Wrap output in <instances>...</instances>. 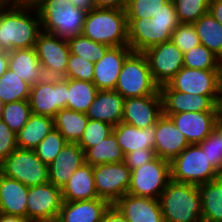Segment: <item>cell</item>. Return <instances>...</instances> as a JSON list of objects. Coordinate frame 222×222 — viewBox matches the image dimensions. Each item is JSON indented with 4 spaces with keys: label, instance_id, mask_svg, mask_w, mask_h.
<instances>
[{
    "label": "cell",
    "instance_id": "cell-12",
    "mask_svg": "<svg viewBox=\"0 0 222 222\" xmlns=\"http://www.w3.org/2000/svg\"><path fill=\"white\" fill-rule=\"evenodd\" d=\"M167 85L179 92L206 96H221L220 70L182 67Z\"/></svg>",
    "mask_w": 222,
    "mask_h": 222
},
{
    "label": "cell",
    "instance_id": "cell-8",
    "mask_svg": "<svg viewBox=\"0 0 222 222\" xmlns=\"http://www.w3.org/2000/svg\"><path fill=\"white\" fill-rule=\"evenodd\" d=\"M170 180V162L156 156L150 162L131 171L127 194L159 199Z\"/></svg>",
    "mask_w": 222,
    "mask_h": 222
},
{
    "label": "cell",
    "instance_id": "cell-6",
    "mask_svg": "<svg viewBox=\"0 0 222 222\" xmlns=\"http://www.w3.org/2000/svg\"><path fill=\"white\" fill-rule=\"evenodd\" d=\"M171 180L200 185L220 177L199 144H189L170 162Z\"/></svg>",
    "mask_w": 222,
    "mask_h": 222
},
{
    "label": "cell",
    "instance_id": "cell-52",
    "mask_svg": "<svg viewBox=\"0 0 222 222\" xmlns=\"http://www.w3.org/2000/svg\"><path fill=\"white\" fill-rule=\"evenodd\" d=\"M209 12L222 24V0H210Z\"/></svg>",
    "mask_w": 222,
    "mask_h": 222
},
{
    "label": "cell",
    "instance_id": "cell-1",
    "mask_svg": "<svg viewBox=\"0 0 222 222\" xmlns=\"http://www.w3.org/2000/svg\"><path fill=\"white\" fill-rule=\"evenodd\" d=\"M42 32L35 8L5 6L0 14V44L7 50L29 49Z\"/></svg>",
    "mask_w": 222,
    "mask_h": 222
},
{
    "label": "cell",
    "instance_id": "cell-30",
    "mask_svg": "<svg viewBox=\"0 0 222 222\" xmlns=\"http://www.w3.org/2000/svg\"><path fill=\"white\" fill-rule=\"evenodd\" d=\"M201 194L202 222H222V180L198 185Z\"/></svg>",
    "mask_w": 222,
    "mask_h": 222
},
{
    "label": "cell",
    "instance_id": "cell-11",
    "mask_svg": "<svg viewBox=\"0 0 222 222\" xmlns=\"http://www.w3.org/2000/svg\"><path fill=\"white\" fill-rule=\"evenodd\" d=\"M35 49L47 78H64L70 57L68 40L50 33L38 35Z\"/></svg>",
    "mask_w": 222,
    "mask_h": 222
},
{
    "label": "cell",
    "instance_id": "cell-13",
    "mask_svg": "<svg viewBox=\"0 0 222 222\" xmlns=\"http://www.w3.org/2000/svg\"><path fill=\"white\" fill-rule=\"evenodd\" d=\"M144 54L153 81L159 87L167 84L184 67L183 52L171 40L147 49Z\"/></svg>",
    "mask_w": 222,
    "mask_h": 222
},
{
    "label": "cell",
    "instance_id": "cell-55",
    "mask_svg": "<svg viewBox=\"0 0 222 222\" xmlns=\"http://www.w3.org/2000/svg\"><path fill=\"white\" fill-rule=\"evenodd\" d=\"M9 64L8 51L1 57L0 77L7 71Z\"/></svg>",
    "mask_w": 222,
    "mask_h": 222
},
{
    "label": "cell",
    "instance_id": "cell-35",
    "mask_svg": "<svg viewBox=\"0 0 222 222\" xmlns=\"http://www.w3.org/2000/svg\"><path fill=\"white\" fill-rule=\"evenodd\" d=\"M30 90L31 86L10 69H7L0 77V102L3 105L10 102L29 100Z\"/></svg>",
    "mask_w": 222,
    "mask_h": 222
},
{
    "label": "cell",
    "instance_id": "cell-62",
    "mask_svg": "<svg viewBox=\"0 0 222 222\" xmlns=\"http://www.w3.org/2000/svg\"><path fill=\"white\" fill-rule=\"evenodd\" d=\"M220 110L222 111V97H221V102H220Z\"/></svg>",
    "mask_w": 222,
    "mask_h": 222
},
{
    "label": "cell",
    "instance_id": "cell-42",
    "mask_svg": "<svg viewBox=\"0 0 222 222\" xmlns=\"http://www.w3.org/2000/svg\"><path fill=\"white\" fill-rule=\"evenodd\" d=\"M171 41L183 54L201 44L195 26L192 23H180L173 31Z\"/></svg>",
    "mask_w": 222,
    "mask_h": 222
},
{
    "label": "cell",
    "instance_id": "cell-14",
    "mask_svg": "<svg viewBox=\"0 0 222 222\" xmlns=\"http://www.w3.org/2000/svg\"><path fill=\"white\" fill-rule=\"evenodd\" d=\"M162 96L163 114L180 112L219 111L222 96H206L183 93L171 89L167 84L159 87Z\"/></svg>",
    "mask_w": 222,
    "mask_h": 222
},
{
    "label": "cell",
    "instance_id": "cell-48",
    "mask_svg": "<svg viewBox=\"0 0 222 222\" xmlns=\"http://www.w3.org/2000/svg\"><path fill=\"white\" fill-rule=\"evenodd\" d=\"M156 157L154 149H137L124 156L125 164L134 170L141 167L144 163H148Z\"/></svg>",
    "mask_w": 222,
    "mask_h": 222
},
{
    "label": "cell",
    "instance_id": "cell-23",
    "mask_svg": "<svg viewBox=\"0 0 222 222\" xmlns=\"http://www.w3.org/2000/svg\"><path fill=\"white\" fill-rule=\"evenodd\" d=\"M124 101L125 99L115 90H98L86 116L116 126L122 121Z\"/></svg>",
    "mask_w": 222,
    "mask_h": 222
},
{
    "label": "cell",
    "instance_id": "cell-46",
    "mask_svg": "<svg viewBox=\"0 0 222 222\" xmlns=\"http://www.w3.org/2000/svg\"><path fill=\"white\" fill-rule=\"evenodd\" d=\"M17 149L16 134L0 118V162Z\"/></svg>",
    "mask_w": 222,
    "mask_h": 222
},
{
    "label": "cell",
    "instance_id": "cell-37",
    "mask_svg": "<svg viewBox=\"0 0 222 222\" xmlns=\"http://www.w3.org/2000/svg\"><path fill=\"white\" fill-rule=\"evenodd\" d=\"M184 67L203 70H220L221 59L202 44L183 54Z\"/></svg>",
    "mask_w": 222,
    "mask_h": 222
},
{
    "label": "cell",
    "instance_id": "cell-61",
    "mask_svg": "<svg viewBox=\"0 0 222 222\" xmlns=\"http://www.w3.org/2000/svg\"><path fill=\"white\" fill-rule=\"evenodd\" d=\"M2 110H3V104L0 102V117H1Z\"/></svg>",
    "mask_w": 222,
    "mask_h": 222
},
{
    "label": "cell",
    "instance_id": "cell-19",
    "mask_svg": "<svg viewBox=\"0 0 222 222\" xmlns=\"http://www.w3.org/2000/svg\"><path fill=\"white\" fill-rule=\"evenodd\" d=\"M129 46L110 47L94 63L93 83L98 90H114L125 59L132 53Z\"/></svg>",
    "mask_w": 222,
    "mask_h": 222
},
{
    "label": "cell",
    "instance_id": "cell-58",
    "mask_svg": "<svg viewBox=\"0 0 222 222\" xmlns=\"http://www.w3.org/2000/svg\"><path fill=\"white\" fill-rule=\"evenodd\" d=\"M220 91H221V96H222V60L220 64Z\"/></svg>",
    "mask_w": 222,
    "mask_h": 222
},
{
    "label": "cell",
    "instance_id": "cell-38",
    "mask_svg": "<svg viewBox=\"0 0 222 222\" xmlns=\"http://www.w3.org/2000/svg\"><path fill=\"white\" fill-rule=\"evenodd\" d=\"M32 114L28 100L10 102L3 105L1 119L17 134Z\"/></svg>",
    "mask_w": 222,
    "mask_h": 222
},
{
    "label": "cell",
    "instance_id": "cell-41",
    "mask_svg": "<svg viewBox=\"0 0 222 222\" xmlns=\"http://www.w3.org/2000/svg\"><path fill=\"white\" fill-rule=\"evenodd\" d=\"M67 142L60 132L53 128L34 149L46 165H50Z\"/></svg>",
    "mask_w": 222,
    "mask_h": 222
},
{
    "label": "cell",
    "instance_id": "cell-3",
    "mask_svg": "<svg viewBox=\"0 0 222 222\" xmlns=\"http://www.w3.org/2000/svg\"><path fill=\"white\" fill-rule=\"evenodd\" d=\"M81 34L109 47L128 46L125 10L95 8L87 12Z\"/></svg>",
    "mask_w": 222,
    "mask_h": 222
},
{
    "label": "cell",
    "instance_id": "cell-53",
    "mask_svg": "<svg viewBox=\"0 0 222 222\" xmlns=\"http://www.w3.org/2000/svg\"><path fill=\"white\" fill-rule=\"evenodd\" d=\"M76 8L90 12L97 8L94 0H69Z\"/></svg>",
    "mask_w": 222,
    "mask_h": 222
},
{
    "label": "cell",
    "instance_id": "cell-26",
    "mask_svg": "<svg viewBox=\"0 0 222 222\" xmlns=\"http://www.w3.org/2000/svg\"><path fill=\"white\" fill-rule=\"evenodd\" d=\"M8 58V69L15 72L16 75L30 86L46 78L35 47L8 51Z\"/></svg>",
    "mask_w": 222,
    "mask_h": 222
},
{
    "label": "cell",
    "instance_id": "cell-29",
    "mask_svg": "<svg viewBox=\"0 0 222 222\" xmlns=\"http://www.w3.org/2000/svg\"><path fill=\"white\" fill-rule=\"evenodd\" d=\"M53 128L54 118L32 113L16 134L17 148L34 150Z\"/></svg>",
    "mask_w": 222,
    "mask_h": 222
},
{
    "label": "cell",
    "instance_id": "cell-33",
    "mask_svg": "<svg viewBox=\"0 0 222 222\" xmlns=\"http://www.w3.org/2000/svg\"><path fill=\"white\" fill-rule=\"evenodd\" d=\"M97 92L93 82L67 78V109L86 113Z\"/></svg>",
    "mask_w": 222,
    "mask_h": 222
},
{
    "label": "cell",
    "instance_id": "cell-18",
    "mask_svg": "<svg viewBox=\"0 0 222 222\" xmlns=\"http://www.w3.org/2000/svg\"><path fill=\"white\" fill-rule=\"evenodd\" d=\"M189 145L169 116L162 114L155 124V155L171 162Z\"/></svg>",
    "mask_w": 222,
    "mask_h": 222
},
{
    "label": "cell",
    "instance_id": "cell-5",
    "mask_svg": "<svg viewBox=\"0 0 222 222\" xmlns=\"http://www.w3.org/2000/svg\"><path fill=\"white\" fill-rule=\"evenodd\" d=\"M159 86L153 81L147 57L142 52H132L123 64L115 91L124 99L153 95Z\"/></svg>",
    "mask_w": 222,
    "mask_h": 222
},
{
    "label": "cell",
    "instance_id": "cell-7",
    "mask_svg": "<svg viewBox=\"0 0 222 222\" xmlns=\"http://www.w3.org/2000/svg\"><path fill=\"white\" fill-rule=\"evenodd\" d=\"M0 173L27 187L49 182V166L34 150L17 148L0 162Z\"/></svg>",
    "mask_w": 222,
    "mask_h": 222
},
{
    "label": "cell",
    "instance_id": "cell-2",
    "mask_svg": "<svg viewBox=\"0 0 222 222\" xmlns=\"http://www.w3.org/2000/svg\"><path fill=\"white\" fill-rule=\"evenodd\" d=\"M159 202L164 222H202L198 185L170 180Z\"/></svg>",
    "mask_w": 222,
    "mask_h": 222
},
{
    "label": "cell",
    "instance_id": "cell-16",
    "mask_svg": "<svg viewBox=\"0 0 222 222\" xmlns=\"http://www.w3.org/2000/svg\"><path fill=\"white\" fill-rule=\"evenodd\" d=\"M128 46L133 52L144 53L147 49L171 40L178 26H159L150 18H127Z\"/></svg>",
    "mask_w": 222,
    "mask_h": 222
},
{
    "label": "cell",
    "instance_id": "cell-34",
    "mask_svg": "<svg viewBox=\"0 0 222 222\" xmlns=\"http://www.w3.org/2000/svg\"><path fill=\"white\" fill-rule=\"evenodd\" d=\"M122 161H124V154L113 132L85 152V163L91 166Z\"/></svg>",
    "mask_w": 222,
    "mask_h": 222
},
{
    "label": "cell",
    "instance_id": "cell-28",
    "mask_svg": "<svg viewBox=\"0 0 222 222\" xmlns=\"http://www.w3.org/2000/svg\"><path fill=\"white\" fill-rule=\"evenodd\" d=\"M113 133L124 156L137 149H154L155 125L140 129L121 121L113 127Z\"/></svg>",
    "mask_w": 222,
    "mask_h": 222
},
{
    "label": "cell",
    "instance_id": "cell-22",
    "mask_svg": "<svg viewBox=\"0 0 222 222\" xmlns=\"http://www.w3.org/2000/svg\"><path fill=\"white\" fill-rule=\"evenodd\" d=\"M85 163V152L77 143H66L49 166V182L62 187L74 170Z\"/></svg>",
    "mask_w": 222,
    "mask_h": 222
},
{
    "label": "cell",
    "instance_id": "cell-24",
    "mask_svg": "<svg viewBox=\"0 0 222 222\" xmlns=\"http://www.w3.org/2000/svg\"><path fill=\"white\" fill-rule=\"evenodd\" d=\"M111 204L101 198L63 201L58 219L60 222H100Z\"/></svg>",
    "mask_w": 222,
    "mask_h": 222
},
{
    "label": "cell",
    "instance_id": "cell-44",
    "mask_svg": "<svg viewBox=\"0 0 222 222\" xmlns=\"http://www.w3.org/2000/svg\"><path fill=\"white\" fill-rule=\"evenodd\" d=\"M169 0H128L125 8L127 18H151Z\"/></svg>",
    "mask_w": 222,
    "mask_h": 222
},
{
    "label": "cell",
    "instance_id": "cell-43",
    "mask_svg": "<svg viewBox=\"0 0 222 222\" xmlns=\"http://www.w3.org/2000/svg\"><path fill=\"white\" fill-rule=\"evenodd\" d=\"M94 63L70 53L64 78L93 82Z\"/></svg>",
    "mask_w": 222,
    "mask_h": 222
},
{
    "label": "cell",
    "instance_id": "cell-60",
    "mask_svg": "<svg viewBox=\"0 0 222 222\" xmlns=\"http://www.w3.org/2000/svg\"><path fill=\"white\" fill-rule=\"evenodd\" d=\"M6 6L5 1L4 0H0V13L2 11V9Z\"/></svg>",
    "mask_w": 222,
    "mask_h": 222
},
{
    "label": "cell",
    "instance_id": "cell-39",
    "mask_svg": "<svg viewBox=\"0 0 222 222\" xmlns=\"http://www.w3.org/2000/svg\"><path fill=\"white\" fill-rule=\"evenodd\" d=\"M113 127L109 123L89 119L84 134L77 144L86 152L89 148L96 146L107 138L113 132Z\"/></svg>",
    "mask_w": 222,
    "mask_h": 222
},
{
    "label": "cell",
    "instance_id": "cell-20",
    "mask_svg": "<svg viewBox=\"0 0 222 222\" xmlns=\"http://www.w3.org/2000/svg\"><path fill=\"white\" fill-rule=\"evenodd\" d=\"M218 111L180 112L164 114L184 134L189 144H199L214 130Z\"/></svg>",
    "mask_w": 222,
    "mask_h": 222
},
{
    "label": "cell",
    "instance_id": "cell-50",
    "mask_svg": "<svg viewBox=\"0 0 222 222\" xmlns=\"http://www.w3.org/2000/svg\"><path fill=\"white\" fill-rule=\"evenodd\" d=\"M97 8L125 10L128 0H94Z\"/></svg>",
    "mask_w": 222,
    "mask_h": 222
},
{
    "label": "cell",
    "instance_id": "cell-40",
    "mask_svg": "<svg viewBox=\"0 0 222 222\" xmlns=\"http://www.w3.org/2000/svg\"><path fill=\"white\" fill-rule=\"evenodd\" d=\"M180 23H194L209 11L210 0H173Z\"/></svg>",
    "mask_w": 222,
    "mask_h": 222
},
{
    "label": "cell",
    "instance_id": "cell-25",
    "mask_svg": "<svg viewBox=\"0 0 222 222\" xmlns=\"http://www.w3.org/2000/svg\"><path fill=\"white\" fill-rule=\"evenodd\" d=\"M26 185L0 173V213L27 218Z\"/></svg>",
    "mask_w": 222,
    "mask_h": 222
},
{
    "label": "cell",
    "instance_id": "cell-45",
    "mask_svg": "<svg viewBox=\"0 0 222 222\" xmlns=\"http://www.w3.org/2000/svg\"><path fill=\"white\" fill-rule=\"evenodd\" d=\"M208 157V162L219 173L222 174V137L213 130L201 143H199Z\"/></svg>",
    "mask_w": 222,
    "mask_h": 222
},
{
    "label": "cell",
    "instance_id": "cell-49",
    "mask_svg": "<svg viewBox=\"0 0 222 222\" xmlns=\"http://www.w3.org/2000/svg\"><path fill=\"white\" fill-rule=\"evenodd\" d=\"M100 222H127V220L120 210L114 204H111Z\"/></svg>",
    "mask_w": 222,
    "mask_h": 222
},
{
    "label": "cell",
    "instance_id": "cell-59",
    "mask_svg": "<svg viewBox=\"0 0 222 222\" xmlns=\"http://www.w3.org/2000/svg\"><path fill=\"white\" fill-rule=\"evenodd\" d=\"M7 52V50L0 44V62L1 57Z\"/></svg>",
    "mask_w": 222,
    "mask_h": 222
},
{
    "label": "cell",
    "instance_id": "cell-10",
    "mask_svg": "<svg viewBox=\"0 0 222 222\" xmlns=\"http://www.w3.org/2000/svg\"><path fill=\"white\" fill-rule=\"evenodd\" d=\"M95 189L98 198L115 204L127 194L131 170L124 161L93 166Z\"/></svg>",
    "mask_w": 222,
    "mask_h": 222
},
{
    "label": "cell",
    "instance_id": "cell-54",
    "mask_svg": "<svg viewBox=\"0 0 222 222\" xmlns=\"http://www.w3.org/2000/svg\"><path fill=\"white\" fill-rule=\"evenodd\" d=\"M0 222H30L25 217L0 213Z\"/></svg>",
    "mask_w": 222,
    "mask_h": 222
},
{
    "label": "cell",
    "instance_id": "cell-15",
    "mask_svg": "<svg viewBox=\"0 0 222 222\" xmlns=\"http://www.w3.org/2000/svg\"><path fill=\"white\" fill-rule=\"evenodd\" d=\"M27 196L29 221L58 218L63 203L60 188L47 182L29 187Z\"/></svg>",
    "mask_w": 222,
    "mask_h": 222
},
{
    "label": "cell",
    "instance_id": "cell-27",
    "mask_svg": "<svg viewBox=\"0 0 222 222\" xmlns=\"http://www.w3.org/2000/svg\"><path fill=\"white\" fill-rule=\"evenodd\" d=\"M61 193L63 201L66 202L98 198L95 189L93 166L84 163L74 170L68 182L62 187Z\"/></svg>",
    "mask_w": 222,
    "mask_h": 222
},
{
    "label": "cell",
    "instance_id": "cell-17",
    "mask_svg": "<svg viewBox=\"0 0 222 222\" xmlns=\"http://www.w3.org/2000/svg\"><path fill=\"white\" fill-rule=\"evenodd\" d=\"M162 114V96L158 89L153 95L125 99L122 122L145 129L155 125Z\"/></svg>",
    "mask_w": 222,
    "mask_h": 222
},
{
    "label": "cell",
    "instance_id": "cell-36",
    "mask_svg": "<svg viewBox=\"0 0 222 222\" xmlns=\"http://www.w3.org/2000/svg\"><path fill=\"white\" fill-rule=\"evenodd\" d=\"M70 53L85 58L90 62L99 61L110 48L109 46L95 42L82 34L67 39Z\"/></svg>",
    "mask_w": 222,
    "mask_h": 222
},
{
    "label": "cell",
    "instance_id": "cell-57",
    "mask_svg": "<svg viewBox=\"0 0 222 222\" xmlns=\"http://www.w3.org/2000/svg\"><path fill=\"white\" fill-rule=\"evenodd\" d=\"M30 222H60V221L58 218H54V219L33 220Z\"/></svg>",
    "mask_w": 222,
    "mask_h": 222
},
{
    "label": "cell",
    "instance_id": "cell-9",
    "mask_svg": "<svg viewBox=\"0 0 222 222\" xmlns=\"http://www.w3.org/2000/svg\"><path fill=\"white\" fill-rule=\"evenodd\" d=\"M29 104L33 114L54 118L67 108V78H45L31 86Z\"/></svg>",
    "mask_w": 222,
    "mask_h": 222
},
{
    "label": "cell",
    "instance_id": "cell-31",
    "mask_svg": "<svg viewBox=\"0 0 222 222\" xmlns=\"http://www.w3.org/2000/svg\"><path fill=\"white\" fill-rule=\"evenodd\" d=\"M89 118L86 113L70 109L60 110L54 117V128L64 137L67 143H78Z\"/></svg>",
    "mask_w": 222,
    "mask_h": 222
},
{
    "label": "cell",
    "instance_id": "cell-21",
    "mask_svg": "<svg viewBox=\"0 0 222 222\" xmlns=\"http://www.w3.org/2000/svg\"><path fill=\"white\" fill-rule=\"evenodd\" d=\"M114 205L127 222H164L159 199L125 194Z\"/></svg>",
    "mask_w": 222,
    "mask_h": 222
},
{
    "label": "cell",
    "instance_id": "cell-56",
    "mask_svg": "<svg viewBox=\"0 0 222 222\" xmlns=\"http://www.w3.org/2000/svg\"><path fill=\"white\" fill-rule=\"evenodd\" d=\"M214 130L222 137V111L220 109L216 116Z\"/></svg>",
    "mask_w": 222,
    "mask_h": 222
},
{
    "label": "cell",
    "instance_id": "cell-4",
    "mask_svg": "<svg viewBox=\"0 0 222 222\" xmlns=\"http://www.w3.org/2000/svg\"><path fill=\"white\" fill-rule=\"evenodd\" d=\"M36 9L43 32L65 39L81 34L87 12L69 0H43Z\"/></svg>",
    "mask_w": 222,
    "mask_h": 222
},
{
    "label": "cell",
    "instance_id": "cell-47",
    "mask_svg": "<svg viewBox=\"0 0 222 222\" xmlns=\"http://www.w3.org/2000/svg\"><path fill=\"white\" fill-rule=\"evenodd\" d=\"M159 26H178L180 24L173 0H169L160 10L150 18Z\"/></svg>",
    "mask_w": 222,
    "mask_h": 222
},
{
    "label": "cell",
    "instance_id": "cell-51",
    "mask_svg": "<svg viewBox=\"0 0 222 222\" xmlns=\"http://www.w3.org/2000/svg\"><path fill=\"white\" fill-rule=\"evenodd\" d=\"M6 6L22 7V8H37L43 0H4Z\"/></svg>",
    "mask_w": 222,
    "mask_h": 222
},
{
    "label": "cell",
    "instance_id": "cell-32",
    "mask_svg": "<svg viewBox=\"0 0 222 222\" xmlns=\"http://www.w3.org/2000/svg\"><path fill=\"white\" fill-rule=\"evenodd\" d=\"M193 25L201 44L222 60V24L208 11Z\"/></svg>",
    "mask_w": 222,
    "mask_h": 222
}]
</instances>
